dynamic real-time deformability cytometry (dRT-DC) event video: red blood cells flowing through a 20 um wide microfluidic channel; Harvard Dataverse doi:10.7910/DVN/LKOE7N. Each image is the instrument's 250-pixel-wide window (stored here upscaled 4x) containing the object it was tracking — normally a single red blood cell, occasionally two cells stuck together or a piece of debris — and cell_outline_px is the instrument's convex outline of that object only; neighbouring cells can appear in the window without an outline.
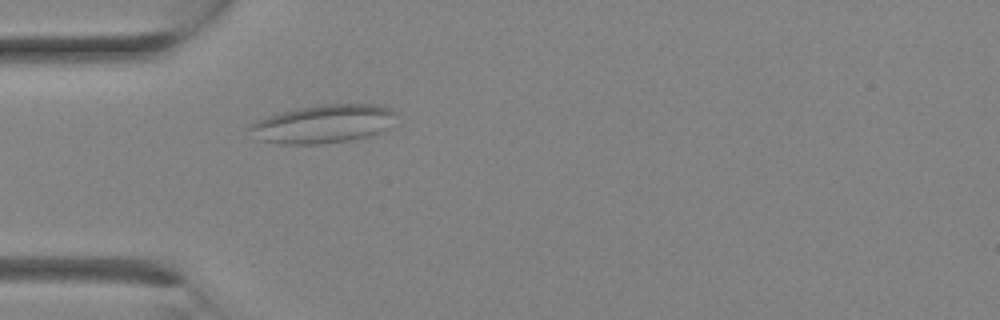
{"species": "Egyptian fruit bat (a non-hibernating species)", "species_latin": "Rousettus aegyptiacus", "temperature_condition": "room temperature", "stored_images_in_passage": 20, "camera_frame_rate_fps": 3000, "um_per_image_px": 0.085, "animal": {"sex": "female"}, "frame": {"image": 1, "passage_image": 1, "time_ms": 0.0, "image_size_px": [1000, 320], "cell_outline_px": [[396, 112], [384, 128], [380, 132], [368, 136], [352, 140], [320, 144], [276, 144], [260, 140], [248, 128], [252, 124], [268, 116], [300, 108], [324, 104], [384, 104], [392, 108]], "centroid_in_image_um": [27.49, 10.53], "position_along_channel_um": 57.5, "area_um2": 32.19}}
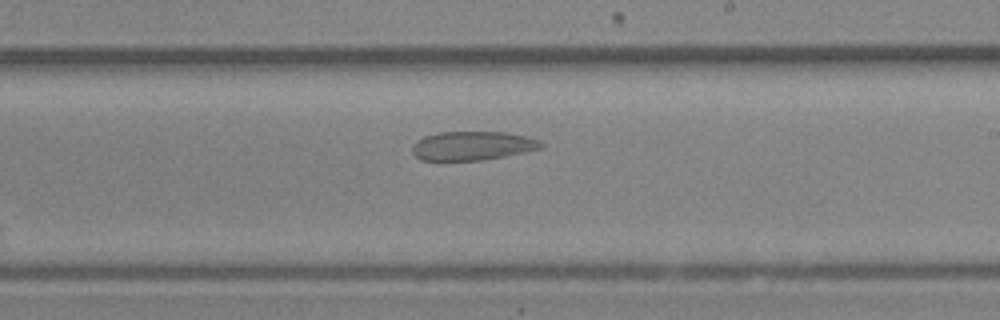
{"frame": {"image": 2, "passage_image": 9, "time_ms": 2.667, "image_size_px": [1000, 320], "cell_outline_px": [[544, 148], [484, 160], [420, 160], [412, 152], [412, 148], [416, 140], [424, 136], [436, 132], [504, 132], [524, 136], [540, 140], [544, 144]], "centroid_in_image_um": [40.15, 12.39], "position_along_channel_um": 248.8, "area_um2": 21.73}}
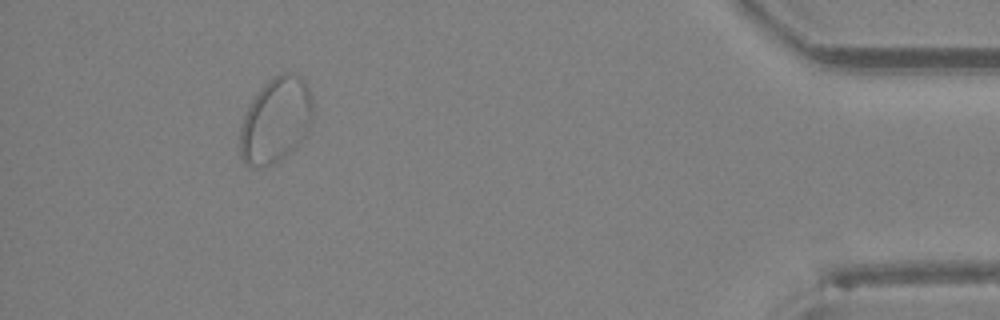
{"frame": {"image": 3, "passage_image": 18, "time_ms": 5.667, "image_size_px": [1000, 320], "cell_outline_px": [[312, 120], [304, 136], [296, 148], [276, 164], [244, 164], [240, 156], [240, 128], [244, 116], [252, 100], [260, 88], [264, 84], [280, 72], [292, 72], [300, 76], [304, 80], [308, 88], [312, 100]], "centroid_in_image_um": [23.45, 10.2], "position_along_channel_um": 411.8, "area_um2": 36.07}}